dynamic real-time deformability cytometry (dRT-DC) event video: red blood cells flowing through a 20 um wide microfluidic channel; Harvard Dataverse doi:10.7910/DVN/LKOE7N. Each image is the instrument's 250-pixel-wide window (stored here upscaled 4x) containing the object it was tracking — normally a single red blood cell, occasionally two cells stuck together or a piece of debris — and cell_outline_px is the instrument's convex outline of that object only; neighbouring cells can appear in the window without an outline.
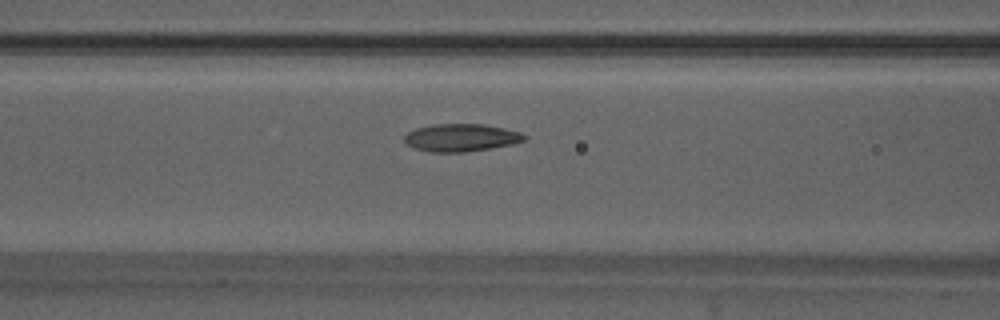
{"species": "Egyptian fruit bat (a non-hibernating species)", "species_latin": "Rousettus aegyptiacus", "temperature_condition": "warm", "stored_images_in_passage": 31, "camera_frame_rate_fps": 3000, "um_per_image_px": 0.085, "animal": {"sex": "male"}, "frame": {"image": 1, "passage_image": 5, "time_ms": 1.333, "image_size_px": [1000, 320], "cell_outline_px": [[528, 136], [524, 140], [512, 144], [464, 152], [432, 152], [412, 148], [404, 140], [404, 136], [408, 132], [416, 128], [432, 124], [484, 124], [504, 128], [520, 132]], "centroid_in_image_um": [39.17, 11.69], "position_along_channel_um": 127.4, "area_um2": 19.25}}
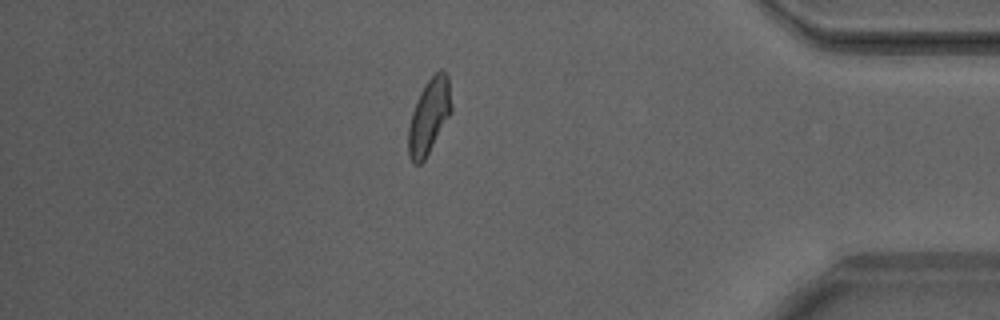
{"frame": {"image": 2, "passage_image": 27, "time_ms": 8.667, "image_size_px": [1000, 320], "cell_outline_px": [[452, 112], [424, 160], [420, 164], [412, 164], [408, 156], [408, 128], [412, 112], [416, 100], [424, 84], [440, 68], [444, 68], [448, 76], [452, 108]], "centroid_in_image_um": [36.47, 9.86], "position_along_channel_um": 398.7, "area_um2": 18.96}, "authors_computed_cell_mechanics": {"area_um2": 18.8428, "velocity_mm_per_s": 4.1722, "shape_relaxation_time_tau1_ms": 7.1656, "shape_relaxation_time_tau2_ms": 1.8518, "deformation_change_tau1": 0.1989, "deformation_change_tau2": 0.081}}